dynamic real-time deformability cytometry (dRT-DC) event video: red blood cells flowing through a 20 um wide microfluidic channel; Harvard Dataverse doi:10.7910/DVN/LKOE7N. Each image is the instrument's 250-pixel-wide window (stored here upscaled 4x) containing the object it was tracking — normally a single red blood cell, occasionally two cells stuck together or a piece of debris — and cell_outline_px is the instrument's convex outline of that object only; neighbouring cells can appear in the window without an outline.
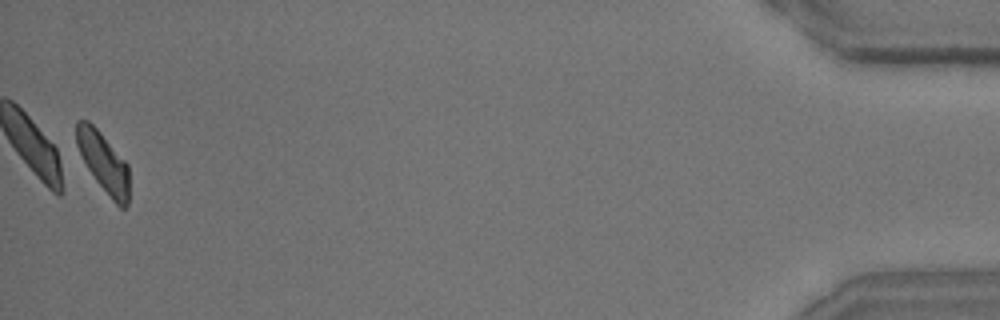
{"species": "common noctule bat (a hibernating species)", "species_latin": "Nyctalus noctula", "temperature_condition": "room temperature", "stored_images_in_passage": 48, "camera_frame_rate_fps": 3000, "um_per_image_px": 0.085, "animal": {"sex": "male", "body_mass_g": 15.6}, "frame": {"image": 1, "passage_image": 47, "time_ms": 15.333, "image_size_px": [1000, 320], "cell_outline_px": [[128, 204], [124, 208], [120, 208], [112, 200], [96, 180], [88, 168], [76, 144], [76, 120], [88, 120], [100, 132], [128, 164]], "centroid_in_image_um": [8.8, 13.79], "position_along_channel_um": 426.4, "area_um2": 18.03}, "authors_computed_cell_mechanics": {"area_um2": 19.9121, "velocity_mm_per_s": 3.6078, "shape_relaxation_time_tau1_ms": 3.8788, "shape_relaxation_time_tau2_ms": 5.1788, "deformation_change_tau1": 0.1264, "deformation_change_tau2": 0.1229}}